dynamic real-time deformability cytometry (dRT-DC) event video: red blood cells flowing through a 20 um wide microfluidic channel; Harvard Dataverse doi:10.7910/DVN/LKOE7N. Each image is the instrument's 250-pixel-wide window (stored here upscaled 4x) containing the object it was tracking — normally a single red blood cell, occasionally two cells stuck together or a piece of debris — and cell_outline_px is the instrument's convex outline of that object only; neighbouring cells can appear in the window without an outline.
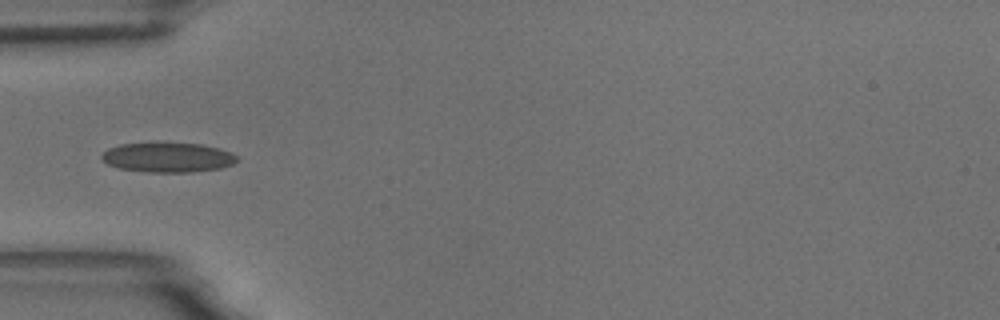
{"species": "common noctule bat (a hibernating species)", "species_latin": "Nyctalus noctula", "temperature_condition": "room temperature", "stored_images_in_passage": 6, "camera_frame_rate_fps": 3000, "um_per_image_px": 0.085, "animal": {"sex": "male", "body_mass_g": 18.8}, "frame": {"image": 1, "passage_image": 4, "time_ms": 4.333, "image_size_px": [1000, 320], "cell_outline_px": [[236, 160], [232, 164], [220, 168], [192, 172], [148, 172], [120, 168], [108, 164], [100, 156], [108, 148], [120, 144], [200, 144], [220, 148], [232, 152], [236, 156]], "centroid_in_image_um": [14.28, 13.39], "position_along_channel_um": 70.7, "area_um2": 22.95}}
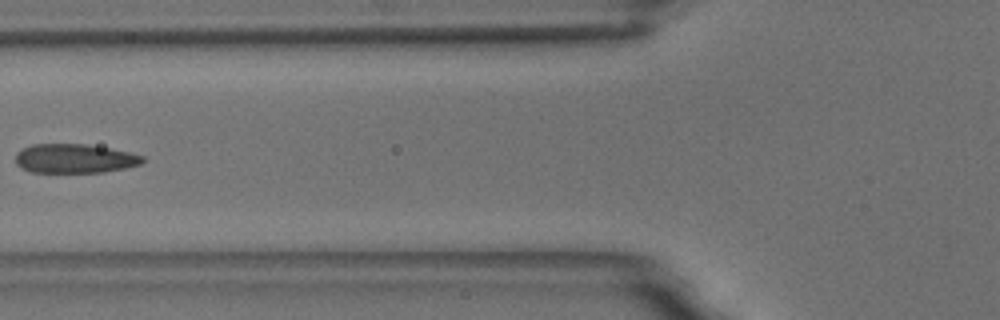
{"frame": {"image": 2, "passage_image": 5, "time_ms": 5.667, "image_size_px": [1000, 320], "cell_outline_px": [[144, 160], [140, 164], [124, 168], [104, 172], [32, 172], [20, 168], [16, 164], [16, 152], [32, 144], [84, 144], [108, 148], [128, 152], [144, 156]], "centroid_in_image_um": [6.31, 13.48], "position_along_channel_um": 119.5, "area_um2": 21.44}}